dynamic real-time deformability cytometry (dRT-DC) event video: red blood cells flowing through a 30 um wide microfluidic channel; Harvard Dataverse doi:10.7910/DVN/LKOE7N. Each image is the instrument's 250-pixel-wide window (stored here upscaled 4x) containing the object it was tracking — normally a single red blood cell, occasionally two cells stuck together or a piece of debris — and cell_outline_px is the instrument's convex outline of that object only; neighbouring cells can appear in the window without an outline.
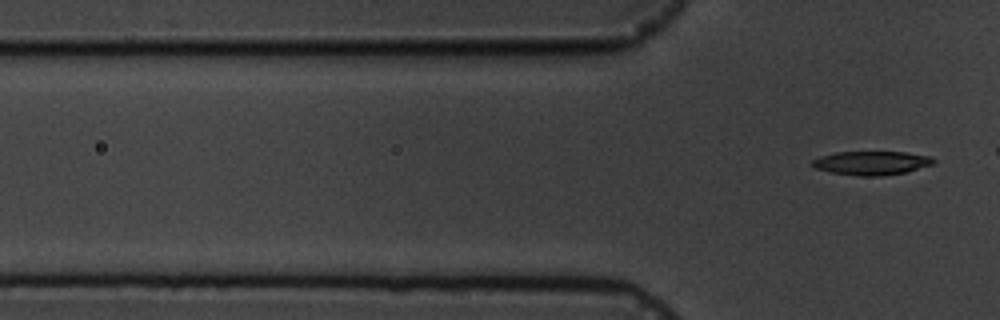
{"species": "common noctule bat (a hibernating species)", "species_latin": "Nyctalus noctula", "temperature_condition": "cold", "stored_images_in_passage": 7, "segment_of_instrument_passage": [2, 2], "camera_frame_rate_fps": 3000, "um_per_image_px": 0.085, "animal": {"sex": "male", "body_mass_g": 19.5, "forearm_length_mm": 54.6}, "frame": {"image": 1, "passage_image": 7, "time_ms": 7.0, "image_size_px": [1000, 320], "cell_outline_px": [[936, 164], [904, 172], [880, 176], [860, 176], [832, 172], [816, 168], [812, 164], [812, 160], [820, 156], [836, 152], [904, 152], [928, 156], [936, 160]], "centroid_in_image_um": [74.1, 13.85], "position_along_channel_um": 51.7, "area_um2": 16.65}}